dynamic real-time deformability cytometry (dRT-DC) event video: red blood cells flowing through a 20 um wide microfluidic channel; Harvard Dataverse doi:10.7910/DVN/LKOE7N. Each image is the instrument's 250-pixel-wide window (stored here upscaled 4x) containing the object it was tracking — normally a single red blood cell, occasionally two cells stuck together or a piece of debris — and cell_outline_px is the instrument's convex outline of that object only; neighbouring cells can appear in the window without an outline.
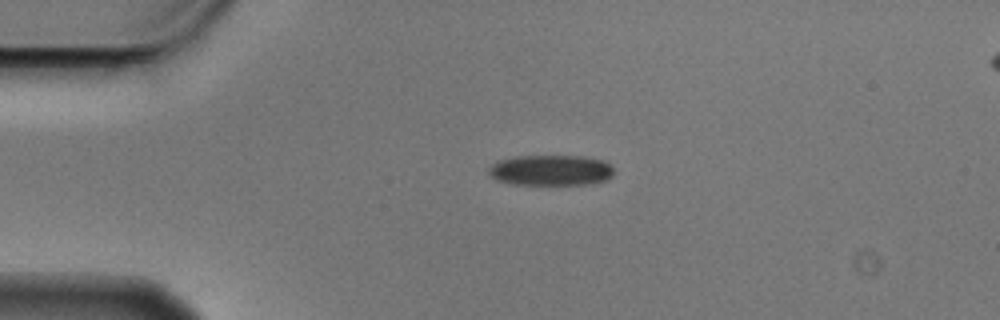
{"species": "Egyptian fruit bat (a non-hibernating species)", "species_latin": "Rousettus aegyptiacus", "temperature_condition": "cold", "stored_images_in_passage": 3, "segment_of_instrument_passage": [1, 2], "camera_frame_rate_fps": 3000, "um_per_image_px": 0.085, "animal": {"sex": "male"}, "frame": {"image": 1, "passage_image": 1, "time_ms": 0.0, "image_size_px": [1000, 320], "cell_outline_px": [[612, 176], [608, 180], [592, 184], [508, 184], [496, 180], [488, 176], [488, 168], [492, 164], [500, 160], [516, 156], [584, 156], [604, 160], [612, 168]], "centroid_in_image_um": [46.8, 14.47], "position_along_channel_um": 38.2, "area_um2": 22.54}}